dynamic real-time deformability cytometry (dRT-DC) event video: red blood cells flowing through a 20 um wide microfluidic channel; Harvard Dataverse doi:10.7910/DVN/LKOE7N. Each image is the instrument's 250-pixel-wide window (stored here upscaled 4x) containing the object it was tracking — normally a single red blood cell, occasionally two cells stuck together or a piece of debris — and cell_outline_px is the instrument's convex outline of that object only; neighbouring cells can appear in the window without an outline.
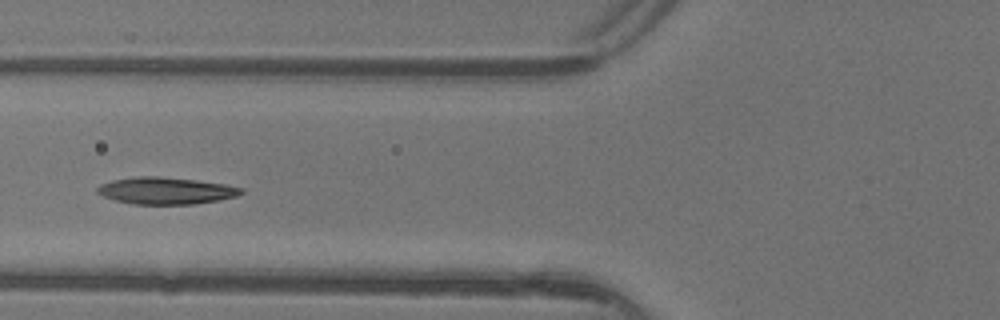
{"species": "common noctule bat (a hibernating species)", "species_latin": "Nyctalus noctula", "temperature_condition": "warm", "stored_images_in_passage": 5, "camera_frame_rate_fps": 3000, "um_per_image_px": 0.085, "animal": {"sex": "female"}, "frame": {"image": 1, "passage_image": 5, "time_ms": 1.333, "image_size_px": [1000, 320], "cell_outline_px": [[244, 192], [236, 196], [220, 200], [192, 204], [132, 204], [116, 200], [104, 196], [96, 192], [96, 188], [100, 184], [112, 180], [136, 176], [156, 176], [196, 180], [224, 184], [244, 188]], "centroid_in_image_um": [14.1, 16.2], "position_along_channel_um": 111.7, "area_um2": 22.54}}